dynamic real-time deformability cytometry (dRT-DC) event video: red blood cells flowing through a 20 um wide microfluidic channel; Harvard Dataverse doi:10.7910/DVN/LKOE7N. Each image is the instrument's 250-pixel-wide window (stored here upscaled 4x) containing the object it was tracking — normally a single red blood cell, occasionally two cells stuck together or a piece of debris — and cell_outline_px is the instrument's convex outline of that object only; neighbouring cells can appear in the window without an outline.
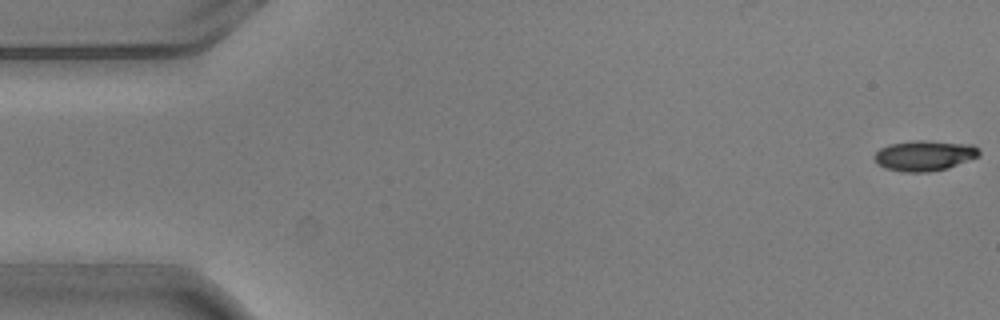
{"species": "common noctule bat (a hibernating species)", "species_latin": "Nyctalus noctula", "temperature_condition": "warm", "stored_images_in_passage": 4, "camera_frame_rate_fps": 3000, "um_per_image_px": 0.085, "animal": {"sex": "male", "body_mass_g": 20.5, "forearm_length_mm": 52.5}, "frame": {"image": 1, "passage_image": 1, "time_ms": 0.0, "image_size_px": [1000, 320], "cell_outline_px": [[980, 156], [948, 168], [928, 172], [904, 172], [884, 168], [872, 156], [880, 148], [888, 144], [912, 140], [928, 140], [972, 144], [980, 148]], "centroid_in_image_um": [78.6, 13.21], "position_along_channel_um": 6.4, "area_um2": 18.84}}
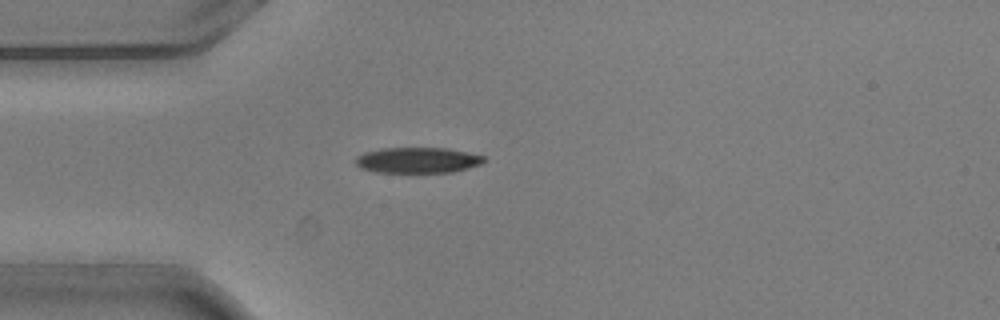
{"frame": {"image": 2, "passage_image": 4, "time_ms": 1.0, "image_size_px": [1000, 320], "cell_outline_px": [[484, 160], [480, 164], [468, 168], [452, 172], [372, 172], [360, 168], [356, 164], [356, 156], [364, 152], [380, 148], [448, 148], [468, 152], [484, 156]], "centroid_in_image_um": [35.46, 13.61], "position_along_channel_um": 49.5, "area_um2": 19.25}}